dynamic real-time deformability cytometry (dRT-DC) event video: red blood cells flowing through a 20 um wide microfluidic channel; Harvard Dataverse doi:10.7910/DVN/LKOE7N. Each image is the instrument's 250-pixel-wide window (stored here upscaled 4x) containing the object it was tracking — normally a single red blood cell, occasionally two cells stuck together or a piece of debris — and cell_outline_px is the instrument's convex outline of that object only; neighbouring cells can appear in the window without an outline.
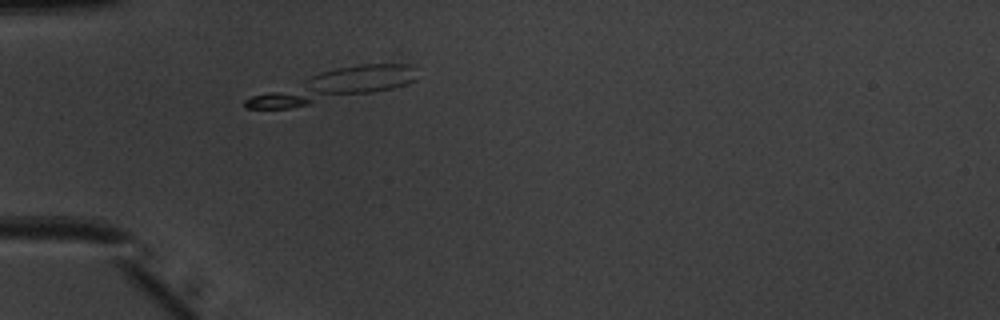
{"species": "common noctule bat (a hibernating species)", "species_latin": "Nyctalus noctula", "temperature_condition": "warm", "stored_images_in_passage": 51, "camera_frame_rate_fps": 3000, "um_per_image_px": 0.085, "animal": {"sex": "male", "body_mass_g": 20.1, "forearm_length_mm": 53.5}, "frame": {"image": 1, "passage_image": 16, "time_ms": 5.0, "image_size_px": [1000, 320], "cell_outline_px": [[416, 80], [392, 88], [372, 92], [288, 108], [244, 108], [244, 100], [252, 96], [320, 72], [336, 68], [360, 64], [412, 64]], "centroid_in_image_um": [28.4, 7.27], "position_along_channel_um": 56.6, "area_um2": 30.0}}
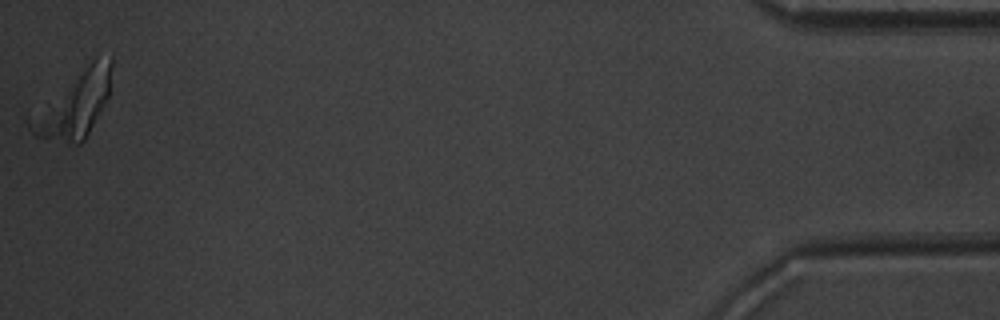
{"frame": {"image": 2, "passage_image": 51, "time_ms": 16.667, "image_size_px": [1000, 320], "cell_outline_px": [[112, 64], [108, 96], [104, 104], [84, 140], [80, 144], [76, 144], [44, 140], [36, 136], [28, 128], [28, 120], [96, 56], [112, 56]], "centroid_in_image_um": [6.36, 8.92], "position_along_channel_um": 428.8, "area_um2": 29.82}}